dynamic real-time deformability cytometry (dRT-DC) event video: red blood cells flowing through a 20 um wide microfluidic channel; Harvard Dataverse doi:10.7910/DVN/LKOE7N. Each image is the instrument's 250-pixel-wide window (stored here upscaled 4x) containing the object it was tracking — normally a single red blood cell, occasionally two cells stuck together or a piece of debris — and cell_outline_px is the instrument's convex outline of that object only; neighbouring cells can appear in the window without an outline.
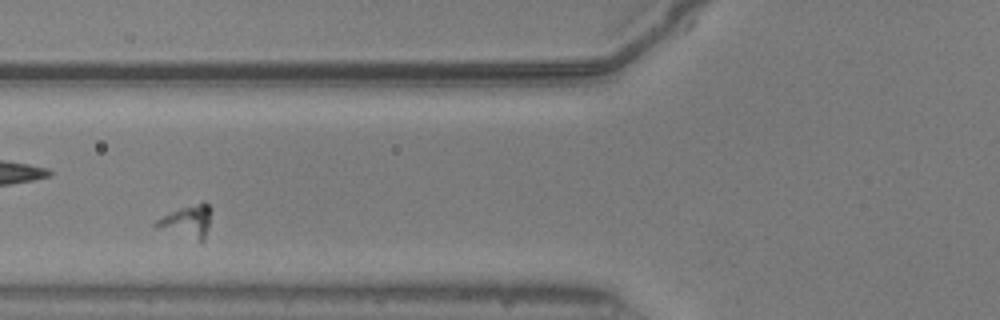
{"species": "common noctule bat (a hibernating species)", "species_latin": "Nyctalus noctula", "temperature_condition": "warm", "stored_images_in_passage": 37, "camera_frame_rate_fps": 3000, "um_per_image_px": 0.085, "animal": {"sex": "male", "body_mass_g": 20.5, "forearm_length_mm": 52.5}, "frame": {"image": 1, "passage_image": 6, "time_ms": 1.667, "image_size_px": [1000, 320], "cell_outline_px": [[212, 208], [204, 240], [200, 240], [156, 228], [152, 224], [156, 220], [180, 208], [204, 200]], "centroid_in_image_um": [15.92, 18.77], "position_along_channel_um": 109.9, "area_um2": 10.12}}